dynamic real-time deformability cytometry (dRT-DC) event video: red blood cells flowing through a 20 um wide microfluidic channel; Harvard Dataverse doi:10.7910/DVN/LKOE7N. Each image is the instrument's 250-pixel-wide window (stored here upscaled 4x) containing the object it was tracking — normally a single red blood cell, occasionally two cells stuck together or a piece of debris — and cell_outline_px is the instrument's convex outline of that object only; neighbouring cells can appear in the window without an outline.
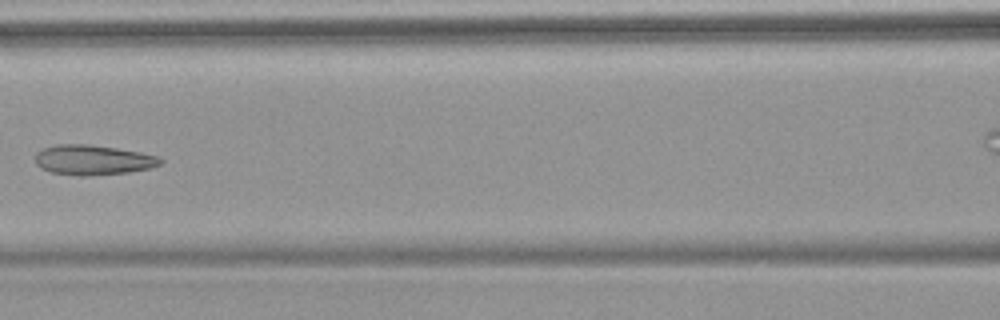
{"species": "common noctule bat (a hibernating species)", "species_latin": "Nyctalus noctula", "temperature_condition": "warm", "stored_images_in_passage": 9, "camera_frame_rate_fps": 3000, "um_per_image_px": 0.085, "animal": {"sex": "female", "body_mass_g": 18.4}, "frame": {"image": 1, "passage_image": 7, "time_ms": 7.0, "image_size_px": [1000, 320], "cell_outline_px": [[164, 160], [160, 164], [152, 168], [128, 172], [88, 176], [76, 176], [52, 172], [40, 168], [36, 164], [36, 152], [44, 148], [56, 144], [88, 144], [116, 148], [140, 152], [156, 156]], "centroid_in_image_um": [7.89, 13.6], "position_along_channel_um": 158.7, "area_um2": 21.91}}
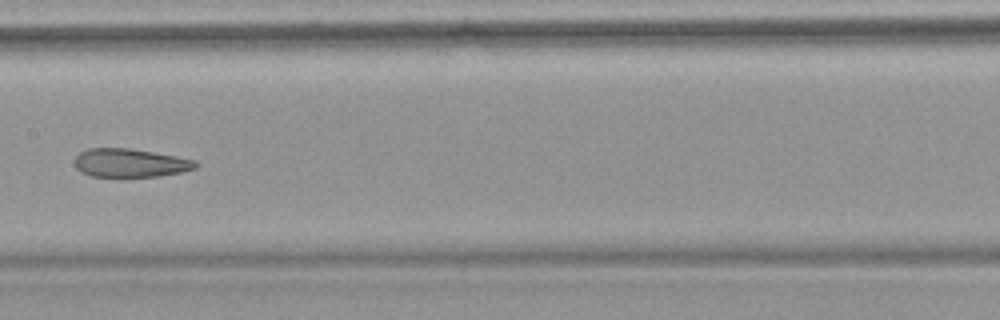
{"frame": {"image": 2, "passage_image": 8, "time_ms": 8.0, "image_size_px": [1000, 320], "cell_outline_px": [[196, 168], [180, 172], [160, 176], [124, 180], [92, 176], [80, 172], [76, 168], [76, 156], [80, 152], [88, 148], [128, 148], [176, 156], [196, 160]], "centroid_in_image_um": [11.03, 13.9], "position_along_channel_um": 196.4, "area_um2": 20.81}}